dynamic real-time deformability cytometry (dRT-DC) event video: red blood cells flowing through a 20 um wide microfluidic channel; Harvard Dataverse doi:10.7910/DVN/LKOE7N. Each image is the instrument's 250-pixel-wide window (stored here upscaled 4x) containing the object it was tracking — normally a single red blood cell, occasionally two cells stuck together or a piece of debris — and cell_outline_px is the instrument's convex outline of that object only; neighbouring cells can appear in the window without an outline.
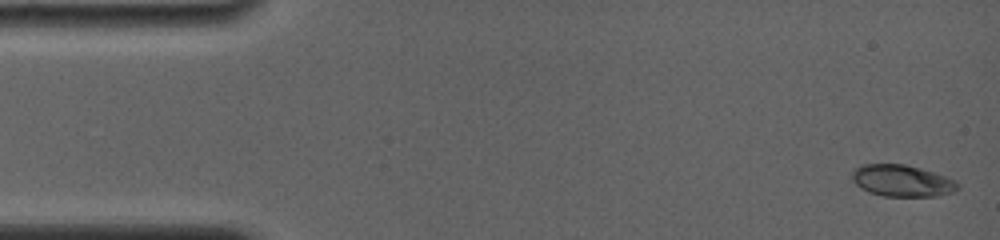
{"species": "common noctule bat (a hibernating species)", "species_latin": "Nyctalus noctula", "temperature_condition": "room temperature", "stored_images_in_passage": 11, "camera_frame_rate_fps": 4000, "um_per_image_px": 0.085, "animal": {"sex": "female", "body_mass_g": 19.0, "forearm_length_mm": 56.7}, "frame": {"image": 1, "passage_image": 1, "time_ms": 0.0, "image_size_px": [1000, 240], "cell_outline_px": [[960, 188], [952, 192], [936, 196], [884, 196], [868, 192], [860, 188], [852, 180], [852, 172], [860, 164], [904, 164], [920, 168], [956, 180], [960, 184]], "centroid_in_image_um": [76.66, 15.36], "position_along_channel_um": 8.3, "area_um2": 19.54}}
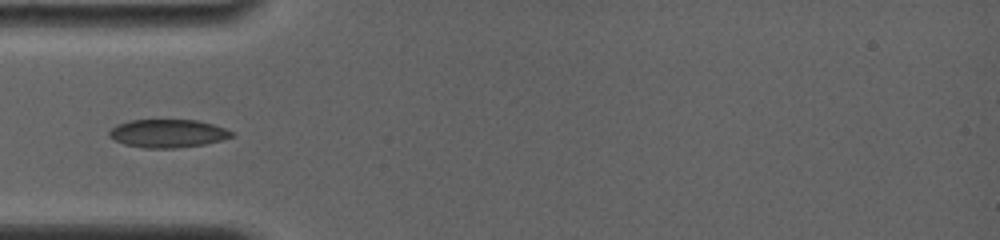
{"frame": {"image": 2, "passage_image": 10, "time_ms": 4.75, "image_size_px": [1000, 240], "cell_outline_px": [[232, 136], [220, 140], [204, 144], [176, 148], [144, 148], [124, 144], [108, 136], [108, 132], [116, 124], [128, 120], [196, 120], [212, 124], [224, 128], [232, 132]], "centroid_in_image_um": [14.2, 11.34], "position_along_channel_um": 70.8, "area_um2": 19.94}}